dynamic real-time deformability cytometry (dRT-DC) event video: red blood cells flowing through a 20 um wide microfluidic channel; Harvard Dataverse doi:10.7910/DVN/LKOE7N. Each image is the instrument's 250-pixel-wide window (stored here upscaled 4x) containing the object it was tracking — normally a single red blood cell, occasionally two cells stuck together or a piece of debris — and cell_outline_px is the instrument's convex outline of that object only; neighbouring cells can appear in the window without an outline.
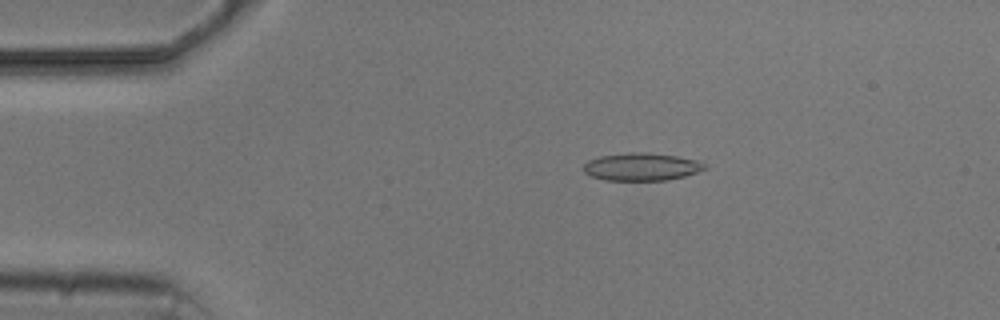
{"species": "common noctule bat (a hibernating species)", "species_latin": "Nyctalus noctula", "temperature_condition": "cold", "stored_images_in_passage": 4, "camera_frame_rate_fps": 3000, "um_per_image_px": 0.085, "animal": {"sex": "male", "body_mass_g": 20.5, "forearm_length_mm": 52.5}, "frame": {"image": 1, "passage_image": 1, "time_ms": 0.0, "image_size_px": [1000, 320], "cell_outline_px": [[708, 168], [684, 176], [668, 180], [604, 180], [592, 176], [584, 172], [584, 164], [588, 160], [600, 156], [632, 152], [644, 152], [676, 156], [704, 160], [708, 164]], "centroid_in_image_um": [54.6, 14.17], "position_along_channel_um": 30.4, "area_um2": 19.71}}
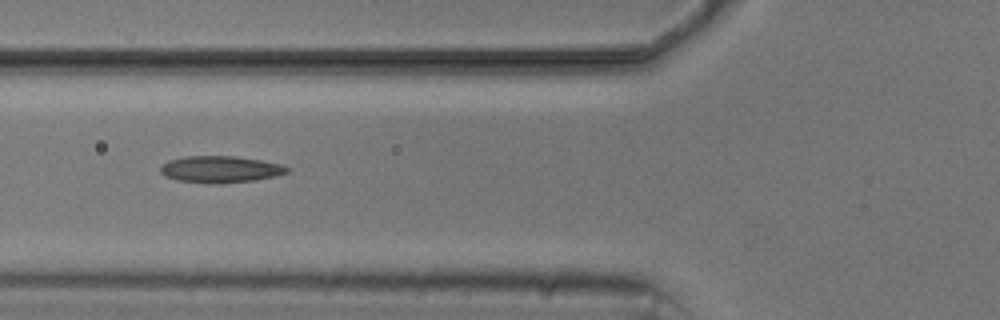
{"frame": {"image": 2, "passage_image": 4, "time_ms": 3.333, "image_size_px": [1000, 320], "cell_outline_px": [[292, 168], [288, 172], [276, 176], [256, 180], [220, 184], [176, 180], [164, 176], [160, 172], [160, 164], [168, 160], [184, 156], [236, 156], [284, 164]], "centroid_in_image_um": [18.74, 14.39], "position_along_channel_um": 107.1, "area_um2": 20.06}}